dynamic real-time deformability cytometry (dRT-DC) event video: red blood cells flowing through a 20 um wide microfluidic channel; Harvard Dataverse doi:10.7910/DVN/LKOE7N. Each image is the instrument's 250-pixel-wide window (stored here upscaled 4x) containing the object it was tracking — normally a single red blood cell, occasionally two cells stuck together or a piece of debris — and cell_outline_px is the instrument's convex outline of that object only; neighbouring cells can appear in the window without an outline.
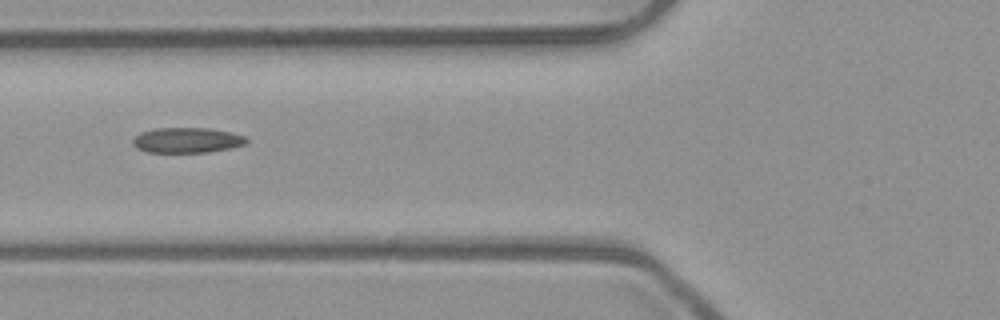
{"species": "common noctule bat (a hibernating species)", "species_latin": "Nyctalus noctula", "temperature_condition": "room temperature", "stored_images_in_passage": 2, "camera_frame_rate_fps": 3000, "um_per_image_px": 0.085, "animal": {"sex": "male", "body_mass_g": 23.1, "forearm_length_mm": 52.7}, "frame": {"image": 1, "passage_image": 2, "time_ms": 0.333, "image_size_px": [1000, 320], "cell_outline_px": [[248, 140], [244, 144], [232, 148], [208, 152], [148, 152], [136, 148], [132, 144], [132, 140], [140, 132], [156, 128], [208, 128], [232, 132], [244, 136]], "centroid_in_image_um": [15.88, 11.91], "position_along_channel_um": 109.9, "area_um2": 16.76}}